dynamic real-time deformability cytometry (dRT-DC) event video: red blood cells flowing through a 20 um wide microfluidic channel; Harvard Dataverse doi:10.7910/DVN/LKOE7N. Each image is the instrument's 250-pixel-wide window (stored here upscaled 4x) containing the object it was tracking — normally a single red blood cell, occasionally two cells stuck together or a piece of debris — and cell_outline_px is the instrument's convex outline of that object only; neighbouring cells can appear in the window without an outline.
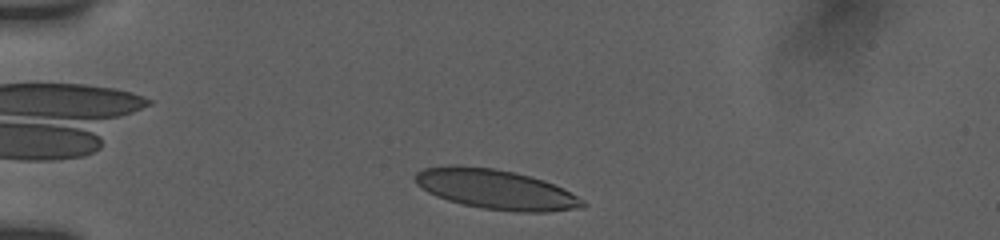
{"species": "human", "species_latin": "Homo sapiens", "temperature_condition": "room temperature", "stored_images_in_passage": 37, "camera_frame_rate_fps": 3000, "um_per_image_px": 0.085, "donor": {"sex": "female"}, "frame": {"image": 1, "passage_image": 3, "time_ms": 0.667, "image_size_px": [1000, 240], "cell_outline_px": [[588, 204], [584, 208], [548, 212], [516, 212], [484, 208], [464, 204], [448, 200], [436, 196], [428, 192], [416, 184], [412, 176], [416, 172], [424, 168], [452, 164], [456, 164], [492, 168], [516, 172], [544, 180], [584, 200]], "centroid_in_image_um": [42.11, 16.08], "position_along_channel_um": 42.9, "area_um2": 38.96}}
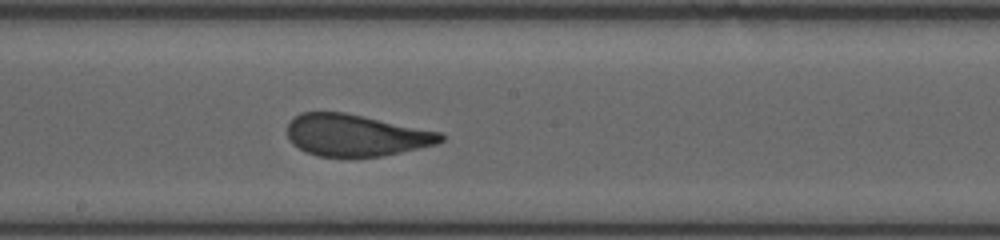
{"frame": {"image": 2, "passage_image": 20, "time_ms": 6.333, "image_size_px": [1000, 240], "cell_outline_px": [[444, 140], [436, 144], [384, 156], [316, 156], [292, 144], [288, 140], [288, 124], [300, 112], [344, 112], [444, 132]], "centroid_in_image_um": [30.28, 11.49], "position_along_channel_um": 217.9, "area_um2": 37.34}}
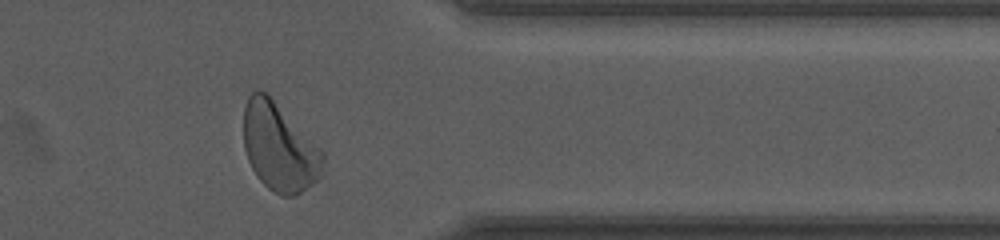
{"frame": {"image": 3, "passage_image": 34, "time_ms": 11.0, "image_size_px": [1000, 240], "cell_outline_px": [[324, 160], [320, 176], [312, 184], [296, 196], [280, 196], [268, 188], [256, 176], [248, 160], [244, 148], [244, 108], [248, 96], [252, 92], [260, 88], [324, 152]], "centroid_in_image_um": [23.72, 12.56], "position_along_channel_um": 387.7, "area_um2": 40.11}, "authors_computed_cell_mechanics": {"area_um2": 38.2058, "velocity_mm_per_s": 3.8144, "shape_relaxation_time_tau1_ms": 4.2492, "shape_relaxation_time_tau2_ms": null, "deformation_change_tau1": 0.1706, "deformation_change_tau2": null}}